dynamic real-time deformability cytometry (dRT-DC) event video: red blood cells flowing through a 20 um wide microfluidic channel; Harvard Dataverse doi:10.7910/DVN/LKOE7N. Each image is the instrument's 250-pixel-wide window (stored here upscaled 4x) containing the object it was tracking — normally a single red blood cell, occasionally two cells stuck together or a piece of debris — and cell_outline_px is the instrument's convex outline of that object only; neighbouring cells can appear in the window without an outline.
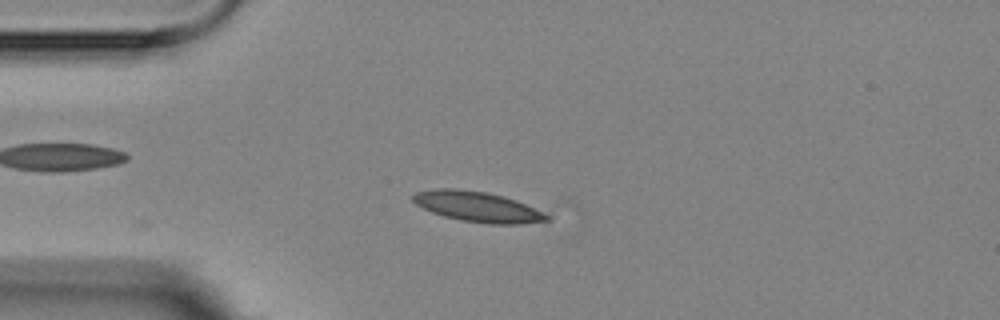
{"species": "Egyptian fruit bat (a non-hibernating species)", "species_latin": "Rousettus aegyptiacus", "temperature_condition": "room temperature", "stored_images_in_passage": 5, "camera_frame_rate_fps": 3000, "um_per_image_px": 0.085, "animal": {"sex": "female"}, "frame": {"image": 1, "passage_image": 3, "time_ms": 2.333, "image_size_px": [1000, 320], "cell_outline_px": [[552, 220], [520, 224], [488, 224], [460, 220], [444, 216], [432, 212], [416, 204], [412, 200], [412, 196], [416, 192], [436, 188], [452, 188], [484, 192], [516, 200], [552, 216]], "centroid_in_image_um": [40.61, 17.58], "position_along_channel_um": 44.4, "area_um2": 23.52}}
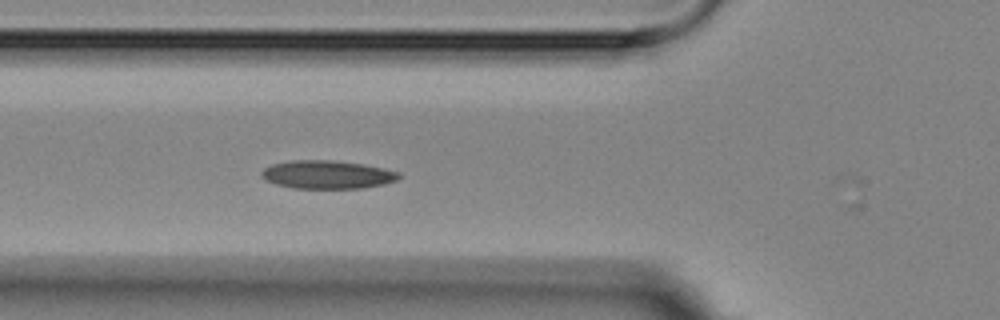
{"frame": {"image": 2, "passage_image": 5, "time_ms": 4.333, "image_size_px": [1000, 320], "cell_outline_px": [[400, 176], [396, 180], [384, 184], [360, 188], [292, 188], [276, 184], [264, 180], [260, 176], [260, 172], [264, 168], [272, 164], [292, 160], [332, 160], [364, 164], [384, 168], [400, 172]], "centroid_in_image_um": [27.79, 14.83], "position_along_channel_um": 98.0, "area_um2": 22.72}}